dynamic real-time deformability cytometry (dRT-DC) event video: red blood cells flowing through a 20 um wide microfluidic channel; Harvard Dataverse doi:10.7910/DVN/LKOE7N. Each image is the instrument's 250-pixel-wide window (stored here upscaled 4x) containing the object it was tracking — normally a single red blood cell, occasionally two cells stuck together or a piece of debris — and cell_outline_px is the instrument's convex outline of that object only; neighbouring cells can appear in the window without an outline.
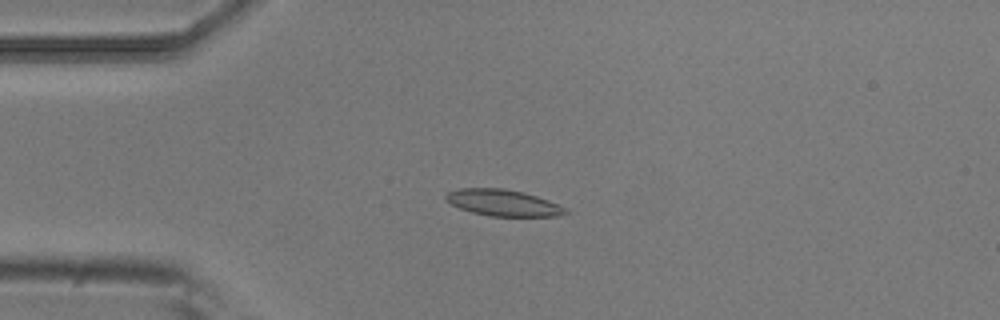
{"species": "common noctule bat (a hibernating species)", "species_latin": "Nyctalus noctula", "temperature_condition": "room temperature", "stored_images_in_passage": 8, "camera_frame_rate_fps": 3000, "um_per_image_px": 0.085, "animal": {"sex": "male", "body_mass_g": 20.5, "forearm_length_mm": 52.5}, "frame": {"image": 1, "passage_image": 3, "time_ms": 0.667, "image_size_px": [1000, 320], "cell_outline_px": [[568, 212], [556, 216], [488, 216], [472, 212], [460, 208], [444, 200], [444, 196], [448, 192], [460, 188], [504, 188], [524, 192], [548, 200], [568, 208]], "centroid_in_image_um": [42.75, 17.23], "position_along_channel_um": 42.2, "area_um2": 18.44}}
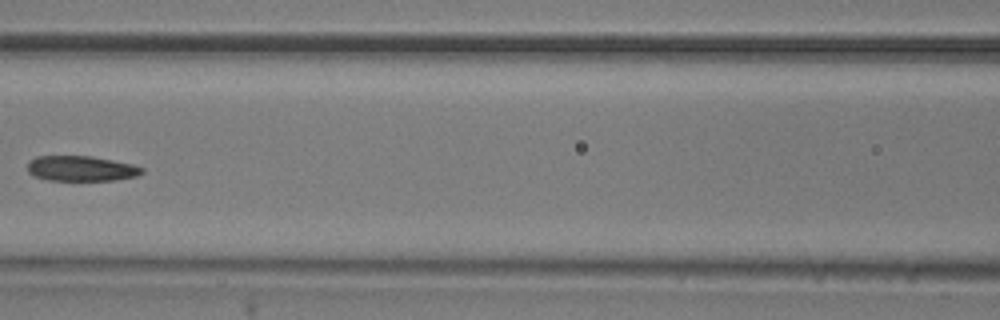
{"frame": {"image": 2, "passage_image": 6, "time_ms": 1.667, "image_size_px": [1000, 320], "cell_outline_px": [[144, 172], [136, 176], [112, 180], [48, 180], [32, 176], [28, 172], [28, 160], [36, 156], [92, 156], [132, 164], [144, 168]], "centroid_in_image_um": [6.86, 14.32], "position_along_channel_um": 159.7, "area_um2": 16.88}}
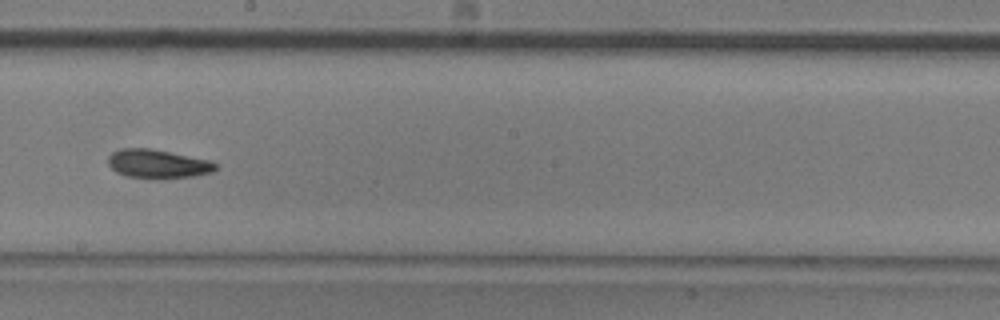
{"frame": {"image": 3, "passage_image": 8, "time_ms": 2.333, "image_size_px": [1000, 320], "cell_outline_px": [[216, 168], [212, 172], [192, 176], [164, 180], [152, 180], [124, 176], [116, 172], [108, 164], [108, 156], [112, 152], [120, 148], [152, 148], [212, 160], [216, 164]], "centroid_in_image_um": [13.4, 13.95], "position_along_channel_um": 234.8, "area_um2": 18.67}}